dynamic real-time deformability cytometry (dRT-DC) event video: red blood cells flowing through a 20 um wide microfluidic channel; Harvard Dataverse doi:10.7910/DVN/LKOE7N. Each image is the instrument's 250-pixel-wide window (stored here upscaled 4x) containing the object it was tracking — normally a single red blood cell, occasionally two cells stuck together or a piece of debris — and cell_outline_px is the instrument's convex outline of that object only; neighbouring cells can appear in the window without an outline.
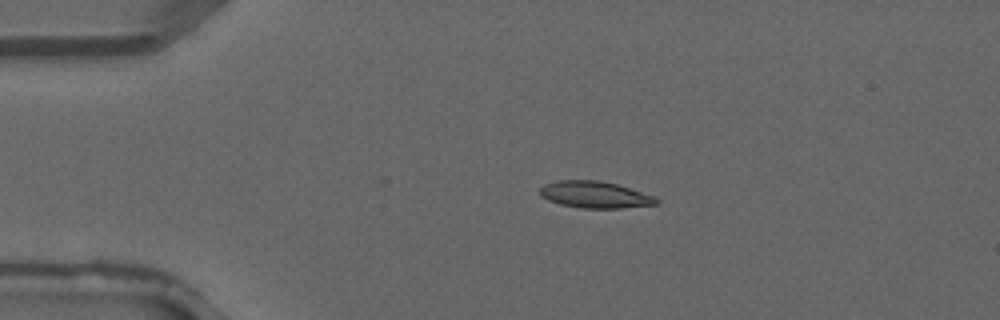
{"species": "common noctule bat (a hibernating species)", "species_latin": "Nyctalus noctula", "temperature_condition": "warm", "stored_images_in_passage": 2, "camera_frame_rate_fps": 3000, "um_per_image_px": 0.085, "animal": {"sex": "male", "forearm_length_mm": 52.5}, "frame": {"image": 1, "passage_image": 2, "time_ms": 0.333, "image_size_px": [1000, 320], "cell_outline_px": [[660, 204], [620, 208], [580, 208], [560, 204], [548, 200], [540, 196], [540, 188], [544, 184], [556, 180], [600, 180], [616, 184], [656, 196], [660, 200]], "centroid_in_image_um": [50.58, 16.55], "position_along_channel_um": 34.4, "area_um2": 18.32}}